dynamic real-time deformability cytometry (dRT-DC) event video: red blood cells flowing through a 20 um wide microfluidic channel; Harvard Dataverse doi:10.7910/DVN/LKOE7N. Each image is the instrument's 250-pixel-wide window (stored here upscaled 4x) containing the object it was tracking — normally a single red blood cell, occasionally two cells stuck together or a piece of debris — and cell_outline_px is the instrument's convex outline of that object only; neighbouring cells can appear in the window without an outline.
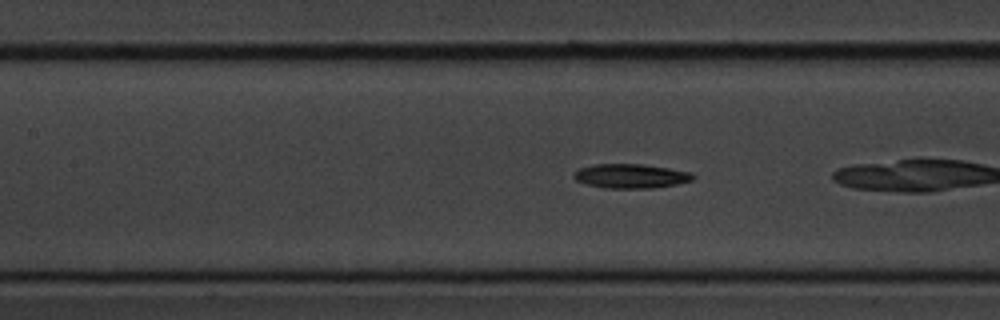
{"species": "common noctule bat (a hibernating species)", "species_latin": "Nyctalus noctula", "temperature_condition": "cold", "stored_images_in_passage": 22, "camera_frame_rate_fps": 3000, "um_per_image_px": 0.085, "animal": {"sex": "male", "body_mass_g": 20.1, "forearm_length_mm": 53.5}, "frame": {"image": 1, "passage_image": 10, "time_ms": 3.0, "image_size_px": [1000, 320], "cell_outline_px": [[696, 176], [692, 180], [676, 184], [652, 188], [604, 188], [588, 184], [576, 180], [572, 176], [580, 168], [596, 164], [640, 164], [668, 168], [692, 172]], "centroid_in_image_um": [53.64, 14.96], "position_along_channel_um": 153.8, "area_um2": 16.7}}